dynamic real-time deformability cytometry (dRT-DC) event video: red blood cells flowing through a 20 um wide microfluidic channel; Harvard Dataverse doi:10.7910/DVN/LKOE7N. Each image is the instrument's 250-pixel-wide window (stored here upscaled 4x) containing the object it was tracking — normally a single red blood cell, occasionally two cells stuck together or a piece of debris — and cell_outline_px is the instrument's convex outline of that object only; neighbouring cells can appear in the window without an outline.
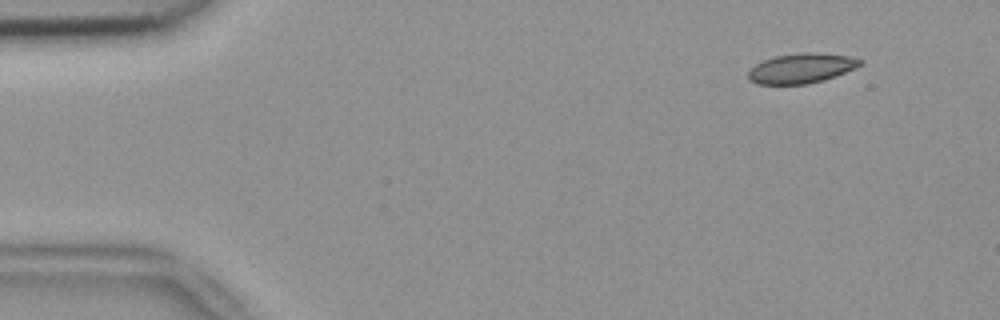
{"species": "common noctule bat (a hibernating species)", "species_latin": "Nyctalus noctula", "temperature_condition": "room temperature", "stored_images_in_passage": 50, "camera_frame_rate_fps": 3000, "um_per_image_px": 0.085, "animal": {"sex": "female", "body_mass_g": 18.4}, "frame": {"image": 1, "passage_image": 2, "time_ms": 0.333, "image_size_px": [1000, 320], "cell_outline_px": [[864, 64], [856, 68], [824, 80], [808, 84], [756, 84], [748, 80], [748, 72], [756, 64], [764, 60], [776, 56], [804, 52], [816, 52], [852, 56], [864, 60]], "centroid_in_image_um": [68.17, 5.8], "position_along_channel_um": 16.8, "area_um2": 19.65}}
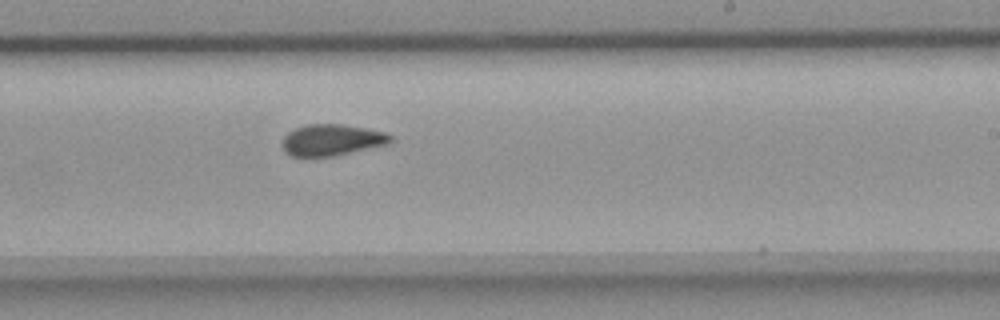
{"frame": {"image": 2, "passage_image": 29, "time_ms": 9.333, "image_size_px": [1000, 320], "cell_outline_px": [[392, 140], [388, 144], [336, 156], [292, 156], [284, 152], [284, 136], [288, 132], [296, 128], [308, 124], [340, 124], [364, 128], [384, 132], [392, 136]], "centroid_in_image_um": [28.22, 11.9], "position_along_channel_um": 260.8, "area_um2": 19.59}}
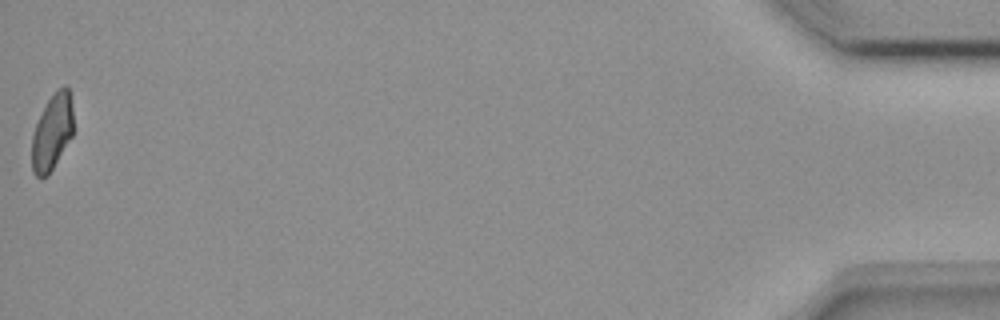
{"frame": {"image": 3, "passage_image": 50, "time_ms": 16.333, "image_size_px": [1000, 320], "cell_outline_px": [[72, 136], [48, 176], [40, 180], [32, 172], [32, 136], [36, 124], [48, 100], [64, 84], [68, 88], [72, 108]], "centroid_in_image_um": [4.41, 11.3], "position_along_channel_um": 430.8, "area_um2": 18.09}, "authors_computed_cell_mechanics": {"area_um2": 19.9121, "velocity_mm_per_s": 3.8335, "shape_relaxation_time_tau1_ms": null, "shape_relaxation_time_tau2_ms": 5.2925, "deformation_change_tau1": null, "deformation_change_tau2": 0.0876}}